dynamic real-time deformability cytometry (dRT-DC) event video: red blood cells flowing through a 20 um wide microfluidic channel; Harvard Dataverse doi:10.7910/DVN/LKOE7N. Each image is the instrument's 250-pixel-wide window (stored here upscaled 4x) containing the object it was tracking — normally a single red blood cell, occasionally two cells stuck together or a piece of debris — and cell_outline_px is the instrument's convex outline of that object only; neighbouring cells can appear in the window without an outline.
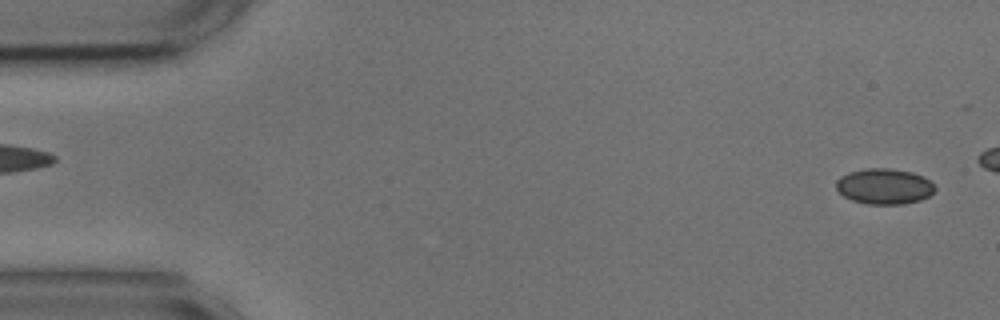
{"species": "common noctule bat (a hibernating species)", "species_latin": "Nyctalus noctula", "temperature_condition": "cold", "stored_images_in_passage": 25, "camera_frame_rate_fps": 3000, "um_per_image_px": 0.085, "animal": {"sex": "male", "body_mass_g": 17.9, "forearm_length_mm": 54.2}, "frame": {"image": 1, "passage_image": 2, "time_ms": 0.333, "image_size_px": [1000, 320], "cell_outline_px": [[936, 188], [928, 196], [920, 200], [904, 204], [868, 204], [852, 200], [844, 196], [836, 188], [836, 180], [840, 176], [848, 172], [868, 168], [888, 168], [912, 172], [924, 176]], "centroid_in_image_um": [75.14, 15.83], "position_along_channel_um": 9.9, "area_um2": 20.46}}
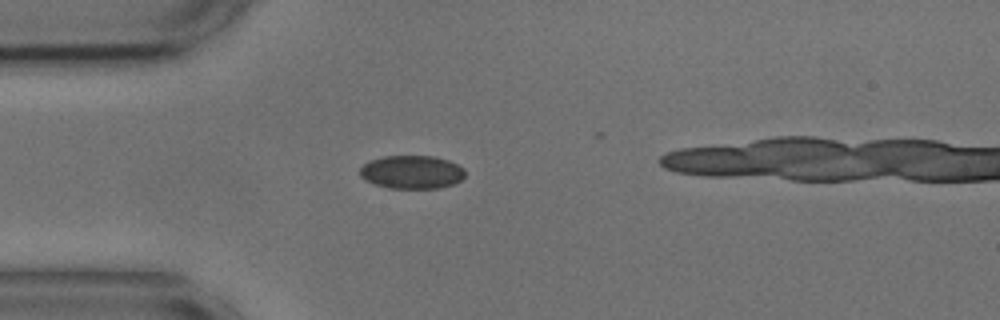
{"frame": {"image": 2, "passage_image": 14, "time_ms": 4.333, "image_size_px": [1000, 320], "cell_outline_px": [[464, 176], [460, 180], [452, 184], [440, 188], [388, 188], [364, 180], [360, 176], [360, 168], [364, 164], [372, 160], [384, 156], [432, 156], [448, 160], [464, 168]], "centroid_in_image_um": [34.99, 14.63], "position_along_channel_um": 50.0, "area_um2": 20.29}}